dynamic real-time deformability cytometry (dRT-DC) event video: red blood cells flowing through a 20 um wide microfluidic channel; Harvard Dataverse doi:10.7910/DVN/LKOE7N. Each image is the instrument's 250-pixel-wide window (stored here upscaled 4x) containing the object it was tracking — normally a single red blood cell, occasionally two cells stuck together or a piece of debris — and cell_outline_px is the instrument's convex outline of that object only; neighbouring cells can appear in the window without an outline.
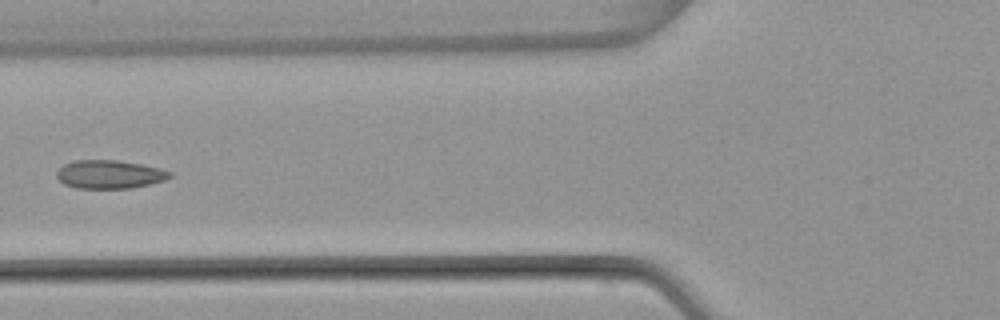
{"species": "common noctule bat (a hibernating species)", "species_latin": "Nyctalus noctula", "temperature_condition": "warm", "stored_images_in_passage": 6, "camera_frame_rate_fps": 3000, "um_per_image_px": 0.085, "animal": {"sex": "female", "body_mass_g": 22.7, "forearm_length_mm": 54.2}, "frame": {"image": 1, "passage_image": 6, "time_ms": 6.0, "image_size_px": [1000, 320], "cell_outline_px": [[172, 176], [164, 180], [132, 188], [76, 188], [64, 184], [56, 176], [56, 172], [64, 164], [76, 160], [116, 160], [140, 164], [160, 168], [172, 172]], "centroid_in_image_um": [9.3, 14.82], "position_along_channel_um": 116.5, "area_um2": 18.61}}